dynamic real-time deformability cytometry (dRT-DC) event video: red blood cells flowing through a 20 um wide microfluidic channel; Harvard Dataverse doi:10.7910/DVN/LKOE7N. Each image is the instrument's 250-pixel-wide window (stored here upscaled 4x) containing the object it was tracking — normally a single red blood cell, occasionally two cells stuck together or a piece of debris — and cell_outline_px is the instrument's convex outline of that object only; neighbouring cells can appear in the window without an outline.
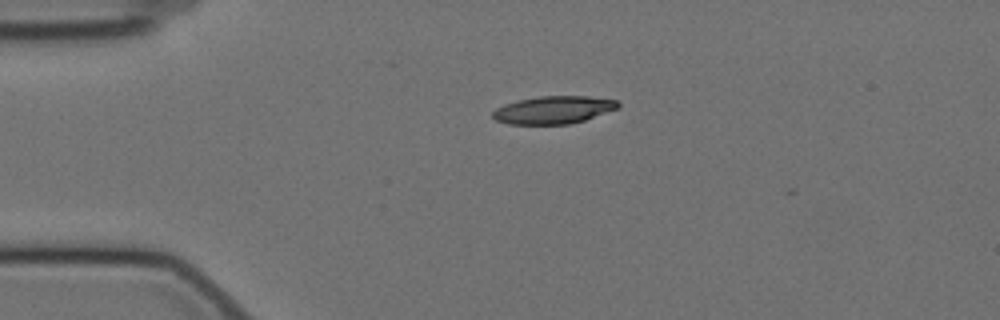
{"species": "Egyptian fruit bat (a non-hibernating species)", "species_latin": "Rousettus aegyptiacus", "temperature_condition": "cold", "stored_images_in_passage": 5, "camera_frame_rate_fps": 3000, "um_per_image_px": 0.085, "animal": {"sex": "female"}, "frame": {"image": 1, "passage_image": 1, "time_ms": 0.0, "image_size_px": [1000, 320], "cell_outline_px": [[620, 104], [616, 108], [584, 120], [568, 124], [508, 124], [496, 120], [492, 116], [492, 112], [496, 108], [504, 104], [516, 100], [540, 96], [588, 96], [616, 100]], "centroid_in_image_um": [46.99, 9.33], "position_along_channel_um": 38.0, "area_um2": 20.06}}